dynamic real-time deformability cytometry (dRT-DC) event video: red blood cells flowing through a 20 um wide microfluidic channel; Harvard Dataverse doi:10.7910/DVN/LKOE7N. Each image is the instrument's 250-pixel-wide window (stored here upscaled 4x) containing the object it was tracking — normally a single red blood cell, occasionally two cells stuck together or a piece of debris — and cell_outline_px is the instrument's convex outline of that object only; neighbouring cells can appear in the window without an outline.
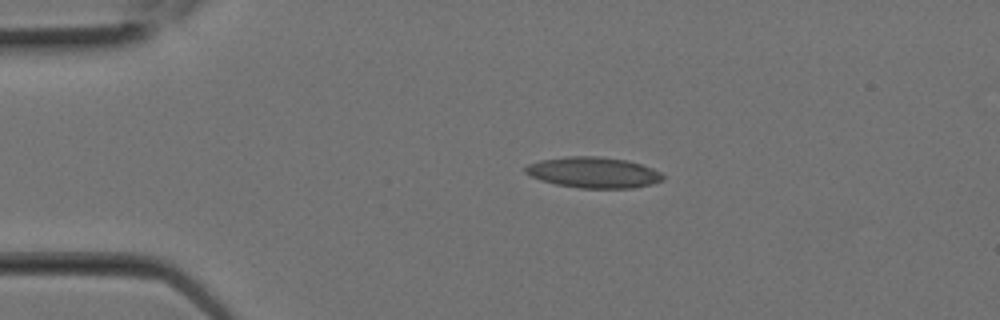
{"species": "Egyptian fruit bat (a non-hibernating species)", "species_latin": "Rousettus aegyptiacus", "temperature_condition": "room temperature", "stored_images_in_passage": 1, "camera_frame_rate_fps": 3000, "um_per_image_px": 0.085, "animal": {"sex": "female"}, "frame": {"image": 1, "passage_image": 1, "time_ms": 0.0, "image_size_px": [1000, 320], "cell_outline_px": [[664, 180], [652, 184], [632, 188], [580, 188], [556, 184], [540, 180], [524, 172], [524, 168], [528, 164], [540, 160], [568, 156], [596, 156], [624, 160], [640, 164], [652, 168], [660, 172], [664, 176]], "centroid_in_image_um": [50.44, 14.66], "position_along_channel_um": 34.6, "area_um2": 24.62}}